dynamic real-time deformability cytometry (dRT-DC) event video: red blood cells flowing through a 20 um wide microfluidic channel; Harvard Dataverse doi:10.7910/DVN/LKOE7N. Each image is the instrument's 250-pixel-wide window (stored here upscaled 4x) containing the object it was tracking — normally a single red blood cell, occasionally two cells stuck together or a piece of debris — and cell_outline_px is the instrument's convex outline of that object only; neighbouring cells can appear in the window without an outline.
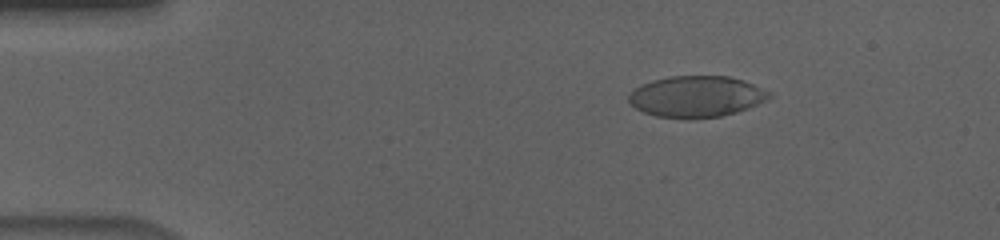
{"species": "human", "species_latin": "Homo sapiens", "temperature_condition": "cold", "stored_images_in_passage": 51, "camera_frame_rate_fps": 3000, "um_per_image_px": 0.085, "donor": {"sex": "male"}, "frame": {"image": 1, "passage_image": 4, "time_ms": 1.0, "image_size_px": [1000, 240], "cell_outline_px": [[772, 96], [748, 108], [736, 112], [720, 116], [656, 116], [644, 112], [636, 108], [628, 100], [628, 96], [636, 88], [652, 80], [672, 76], [728, 76], [744, 80], [772, 92]], "centroid_in_image_um": [59.23, 8.17], "position_along_channel_um": 25.8, "area_um2": 32.83}}
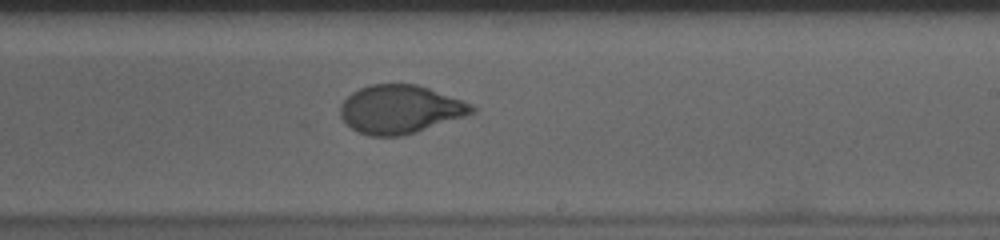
{"frame": {"image": 2, "passage_image": 29, "time_ms": 9.333, "image_size_px": [1000, 240], "cell_outline_px": [[476, 112], [404, 136], [368, 136], [352, 128], [340, 116], [340, 104], [352, 92], [368, 84], [416, 84], [428, 88], [472, 104], [476, 108]], "centroid_in_image_um": [33.99, 9.29], "position_along_channel_um": 255.0, "area_um2": 36.88}}
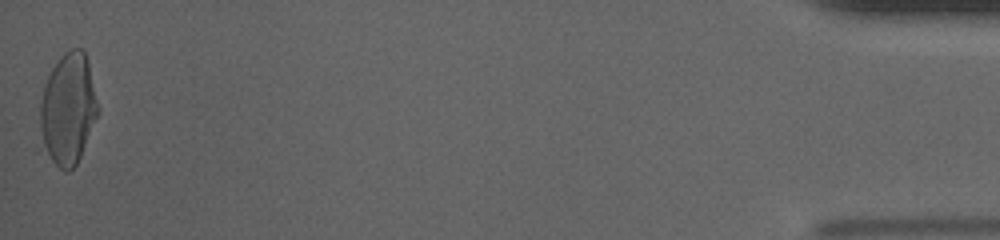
{"frame": {"image": 3, "passage_image": 51, "time_ms": 16.667, "image_size_px": [1000, 240], "cell_outline_px": [[100, 112], [80, 156], [76, 164], [68, 172], [64, 172], [36, 152], [36, 148], [40, 100], [48, 76], [52, 68], [60, 56], [64, 52], [72, 48], [80, 48], [84, 52], [88, 60], [100, 108]], "centroid_in_image_um": [5.71, 9.39], "position_along_channel_um": 429.5, "area_um2": 39.54}, "authors_computed_cell_mechanics": {"area_um2": 37.1654, "velocity_mm_per_s": 3.6398, "shape_relaxation_time_tau1_ms": 5.5717, "shape_relaxation_time_tau2_ms": 0.8689, "deformation_change_tau1": 0.2018, "deformation_change_tau2": 0.0549}}